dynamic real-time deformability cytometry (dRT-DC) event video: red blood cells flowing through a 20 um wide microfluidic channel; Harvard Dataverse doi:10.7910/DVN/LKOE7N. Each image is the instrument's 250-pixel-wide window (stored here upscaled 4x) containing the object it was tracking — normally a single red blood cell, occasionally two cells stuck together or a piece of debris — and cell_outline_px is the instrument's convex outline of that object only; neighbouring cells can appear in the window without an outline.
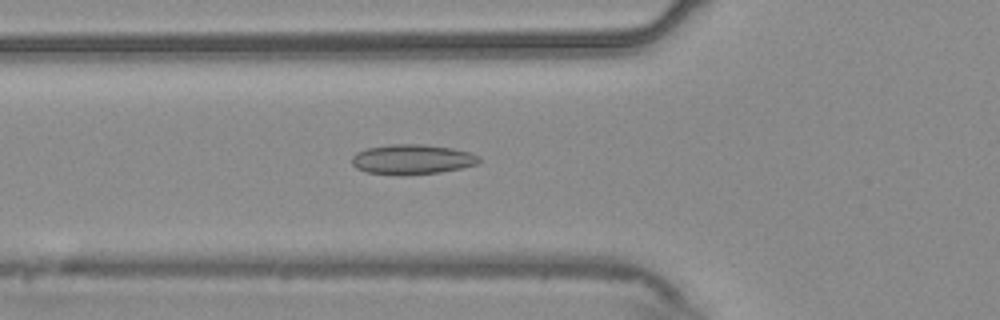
{"species": "common noctule bat (a hibernating species)", "species_latin": "Nyctalus noctula", "temperature_condition": "warm", "stored_images_in_passage": 55, "camera_frame_rate_fps": 3000, "um_per_image_px": 0.085, "animal": {"sex": "male", "body_mass_g": 20.4}, "frame": {"image": 1, "passage_image": 20, "time_ms": 6.333, "image_size_px": [1000, 320], "cell_outline_px": [[480, 160], [476, 164], [460, 168], [440, 172], [404, 176], [368, 172], [356, 168], [352, 164], [352, 156], [356, 152], [368, 148], [388, 144], [424, 144], [452, 148], [472, 152], [480, 156]], "centroid_in_image_um": [35.03, 13.54], "position_along_channel_um": 90.8, "area_um2": 22.37}}
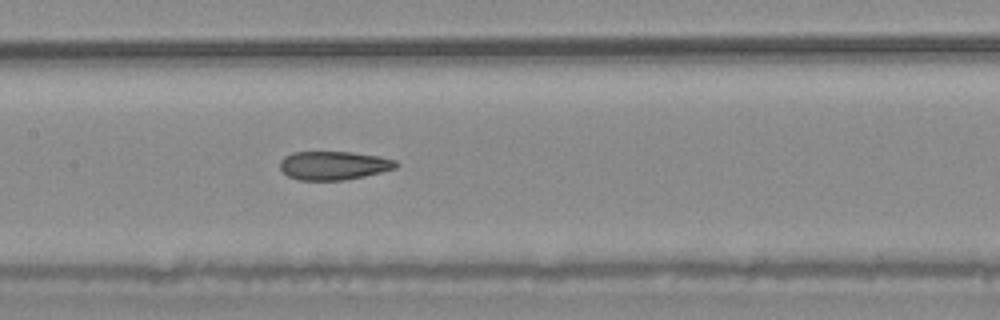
{"frame": {"image": 2, "passage_image": 27, "time_ms": 8.667, "image_size_px": [1000, 320], "cell_outline_px": [[400, 164], [396, 168], [364, 176], [344, 180], [300, 180], [288, 176], [280, 168], [280, 160], [284, 156], [292, 152], [352, 152], [380, 156], [396, 160]], "centroid_in_image_um": [28.38, 14.06], "position_along_channel_um": 179.0, "area_um2": 19.42}}
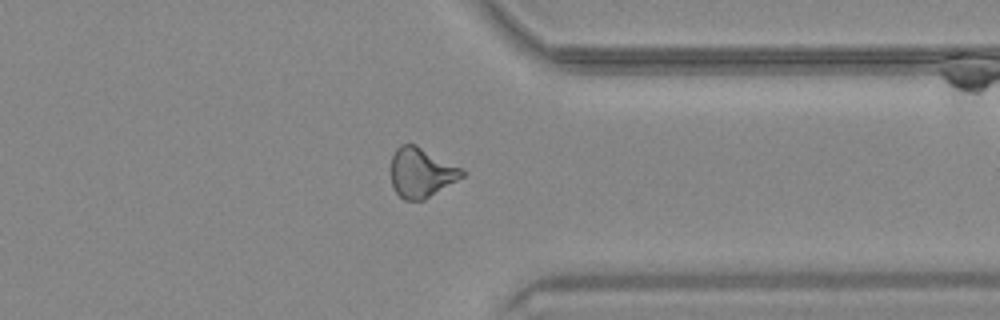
{"frame": {"image": 3, "passage_image": 43, "time_ms": 14.0, "image_size_px": [1000, 320], "cell_outline_px": [[464, 176], [424, 200], [404, 200], [396, 192], [392, 184], [392, 156], [396, 148], [400, 144], [416, 144], [464, 168]], "centroid_in_image_um": [35.83, 14.65], "position_along_channel_um": 375.6, "area_um2": 20.63}, "authors_computed_cell_mechanics": {"area_um2": 20.6346, "velocity_mm_per_s": 3.7631, "shape_relaxation_time_tau1_ms": null, "shape_relaxation_time_tau2_ms": 2.3997, "deformation_change_tau1": null, "deformation_change_tau2": 0.097}}